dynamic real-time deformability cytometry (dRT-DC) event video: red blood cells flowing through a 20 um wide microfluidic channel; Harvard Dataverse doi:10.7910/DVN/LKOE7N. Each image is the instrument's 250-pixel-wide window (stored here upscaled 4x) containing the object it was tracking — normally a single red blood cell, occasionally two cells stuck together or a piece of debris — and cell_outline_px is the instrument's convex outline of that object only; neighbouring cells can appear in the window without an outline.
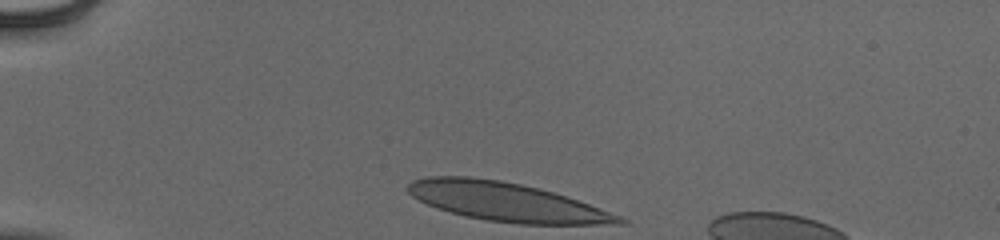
{"species": "human", "species_latin": "Homo sapiens", "temperature_condition": "cold", "stored_images_in_passage": 33, "camera_frame_rate_fps": 3000, "um_per_image_px": 0.085, "donor": {"sex": "male"}, "frame": {"image": 1, "passage_image": 1, "time_ms": 0.0, "image_size_px": [1000, 240], "cell_outline_px": [[628, 224], [520, 224], [488, 220], [468, 216], [436, 208], [412, 196], [408, 192], [408, 184], [412, 180], [428, 176], [468, 176], [500, 180], [540, 188], [588, 204], [620, 216], [628, 220]], "centroid_in_image_um": [43.04, 17.15], "position_along_channel_um": 42.0, "area_um2": 47.11}}
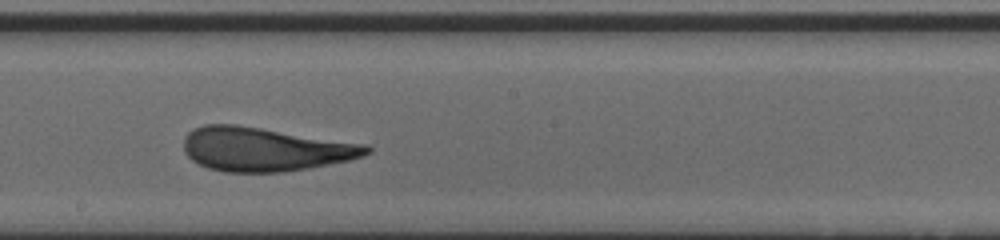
{"frame": {"image": 2, "passage_image": 19, "time_ms": 6.0, "image_size_px": [1000, 240], "cell_outline_px": [[372, 152], [364, 156], [348, 160], [308, 168], [284, 172], [224, 172], [208, 168], [192, 160], [184, 152], [184, 136], [192, 128], [204, 124], [236, 124], [368, 144], [372, 148]], "centroid_in_image_um": [22.51, 12.67], "position_along_channel_um": 225.7, "area_um2": 46.99}}
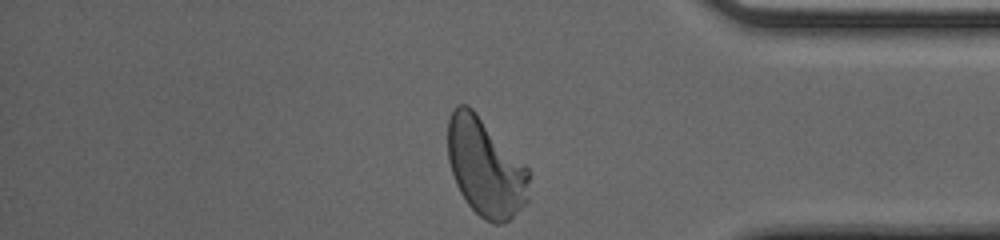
{"frame": {"image": 3, "passage_image": 33, "time_ms": 10.667, "image_size_px": [1000, 240], "cell_outline_px": [[528, 200], [508, 220], [500, 224], [496, 224], [484, 220], [468, 204], [460, 192], [456, 184], [448, 160], [448, 120], [456, 104], [468, 104], [476, 112], [528, 168]], "centroid_in_image_um": [41.24, 14.21], "position_along_channel_um": 394.0, "area_um2": 45.89}, "authors_computed_cell_mechanics": {"area_um2": 46.6446, "velocity_mm_per_s": 3.9182, "shape_relaxation_time_tau1_ms": 5.5176, "shape_relaxation_time_tau2_ms": 1.0025, "deformation_change_tau1": 0.2317, "deformation_change_tau2": 0.0754}}